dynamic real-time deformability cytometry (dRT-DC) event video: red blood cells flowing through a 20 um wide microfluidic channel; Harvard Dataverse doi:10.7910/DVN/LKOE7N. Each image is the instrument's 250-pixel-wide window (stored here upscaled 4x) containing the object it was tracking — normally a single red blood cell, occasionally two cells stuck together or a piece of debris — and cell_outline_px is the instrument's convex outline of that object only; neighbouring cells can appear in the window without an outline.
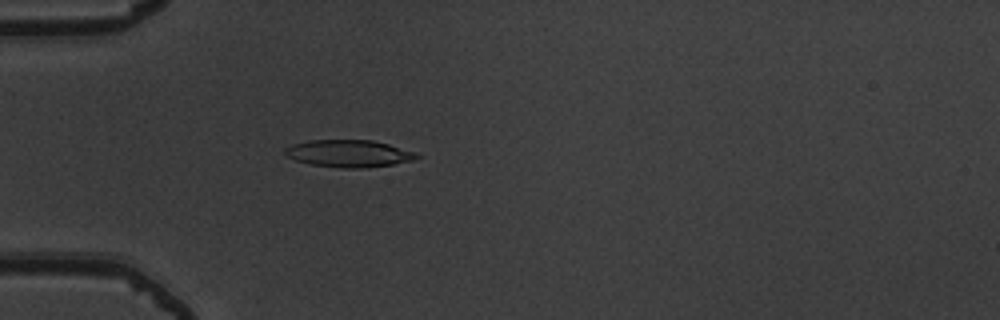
{"species": "common noctule bat (a hibernating species)", "species_latin": "Nyctalus noctula", "temperature_condition": "warm", "stored_images_in_passage": 41, "camera_frame_rate_fps": 3000, "um_per_image_px": 0.085, "animal": {"sex": "male", "body_mass_g": 19.5, "forearm_length_mm": 54.6}, "frame": {"image": 1, "passage_image": 5, "time_ms": 1.333, "image_size_px": [1000, 320], "cell_outline_px": [[420, 156], [412, 160], [392, 164], [364, 168], [344, 168], [312, 164], [296, 160], [284, 156], [284, 148], [292, 144], [308, 140], [372, 140], [388, 144], [416, 152]], "centroid_in_image_um": [29.61, 13.04], "position_along_channel_um": 55.4, "area_um2": 20.81}}
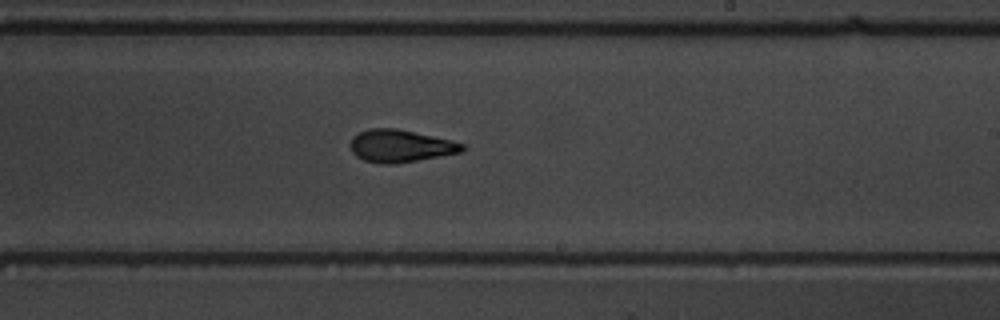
{"frame": {"image": 2, "passage_image": 21, "time_ms": 6.667, "image_size_px": [1000, 320], "cell_outline_px": [[468, 148], [460, 152], [440, 156], [392, 164], [380, 164], [364, 160], [356, 156], [352, 152], [348, 144], [352, 136], [368, 128], [396, 128], [452, 140], [464, 144]], "centroid_in_image_um": [34.0, 12.4], "position_along_channel_um": 255.0, "area_um2": 21.27}}
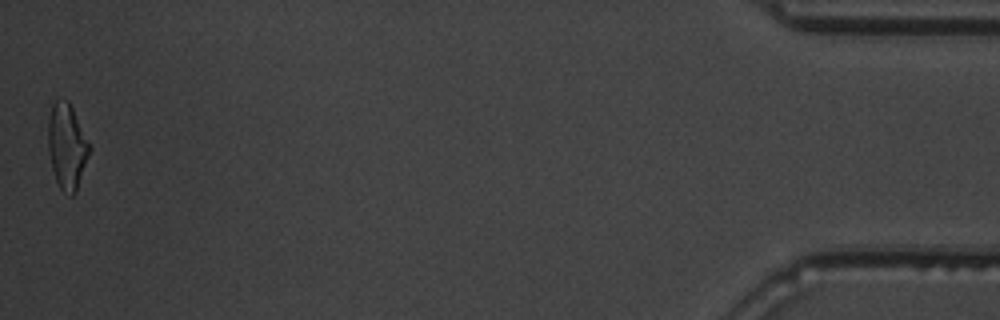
{"frame": {"image": 3, "passage_image": 41, "time_ms": 13.333, "image_size_px": [1000, 320], "cell_outline_px": [[92, 148], [76, 192], [72, 196], [68, 196], [60, 188], [56, 180], [52, 168], [48, 148], [48, 116], [52, 104], [60, 96], [68, 100]], "centroid_in_image_um": [5.69, 12.42], "position_along_channel_um": 429.5, "area_um2": 20.81}, "authors_computed_cell_mechanics": {"area_um2": 20.7502, "velocity_mm_per_s": 3.9293, "shape_relaxation_time_tau1_ms": 3.3979, "shape_relaxation_time_tau2_ms": 2.2564, "deformation_change_tau1": 0.1647, "deformation_change_tau2": 0.1063}}